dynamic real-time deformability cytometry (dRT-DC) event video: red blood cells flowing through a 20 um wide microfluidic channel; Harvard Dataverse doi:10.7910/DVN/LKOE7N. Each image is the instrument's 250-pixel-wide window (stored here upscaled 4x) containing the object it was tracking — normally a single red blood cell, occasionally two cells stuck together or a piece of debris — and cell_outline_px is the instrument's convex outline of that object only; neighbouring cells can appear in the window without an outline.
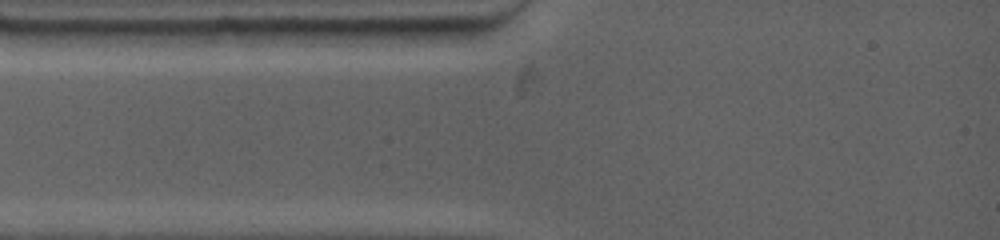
{"species": "common noctule bat (a hibernating species)", "species_latin": "Nyctalus noctula", "temperature_condition": "warm", "stored_images_in_passage": 1, "camera_frame_rate_fps": 4500, "um_per_image_px": 0.085, "animal": {"sex": "female", "body_mass_g": 19.0, "forearm_length_mm": 53.3}, "frame": {"image": 1, "passage_image": 1, "time_ms": 0.0, "image_size_px": [1000, 240], "cell_outline_px": [[188, 32], [184, 48], [104, 48], [68, 32], [72, 28], [124, 28]], "centroid_in_image_um": [11.21, 3.22], "position_along_channel_um": 73.8, "area_um2": 14.05}}